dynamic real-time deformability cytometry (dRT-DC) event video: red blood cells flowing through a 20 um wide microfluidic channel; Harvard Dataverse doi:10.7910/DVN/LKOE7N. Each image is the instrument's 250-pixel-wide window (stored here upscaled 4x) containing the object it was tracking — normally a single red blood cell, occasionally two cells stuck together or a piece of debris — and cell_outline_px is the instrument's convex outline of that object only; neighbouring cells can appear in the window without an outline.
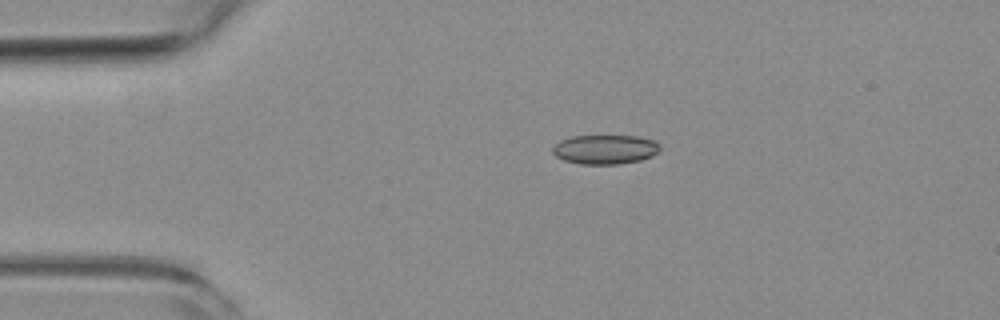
{"species": "common noctule bat (a hibernating species)", "species_latin": "Nyctalus noctula", "temperature_condition": "room temperature", "stored_images_in_passage": 44, "camera_frame_rate_fps": 3000, "um_per_image_px": 0.085, "animal": {"sex": "female", "body_mass_g": 19.3, "forearm_length_mm": 54.1}, "frame": {"image": 1, "passage_image": 1, "time_ms": 0.0, "image_size_px": [1000, 320], "cell_outline_px": [[660, 152], [652, 156], [640, 160], [620, 164], [580, 164], [564, 160], [556, 156], [552, 152], [552, 148], [560, 140], [572, 136], [636, 136], [656, 140], [660, 144]], "centroid_in_image_um": [51.47, 12.7], "position_along_channel_um": 33.5, "area_um2": 18.5}}
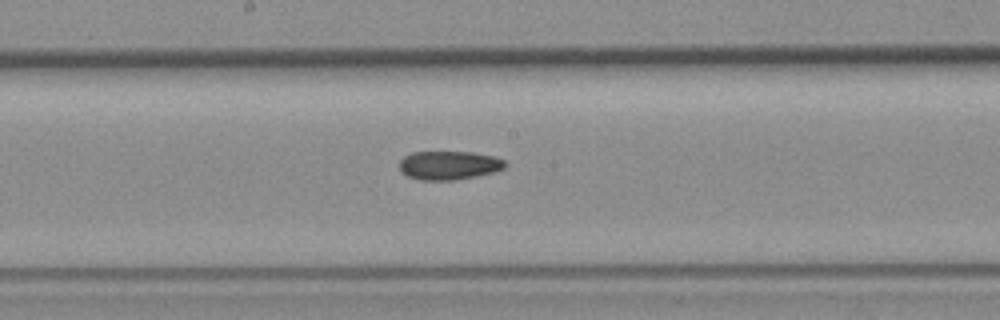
{"frame": {"image": 2, "passage_image": 18, "time_ms": 5.667, "image_size_px": [1000, 320], "cell_outline_px": [[508, 164], [504, 168], [492, 172], [476, 176], [456, 180], [420, 180], [408, 176], [400, 172], [400, 160], [404, 156], [412, 152], [472, 152], [492, 156], [504, 160]], "centroid_in_image_um": [38.14, 14.05], "position_along_channel_um": 210.1, "area_um2": 17.69}}
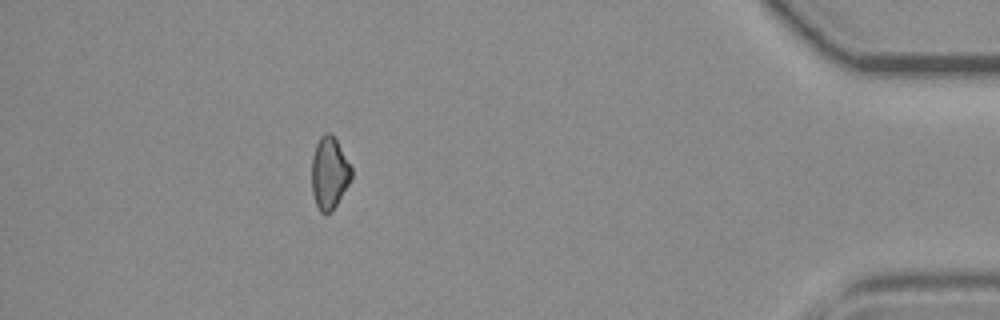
{"frame": {"image": 3, "passage_image": 38, "time_ms": 12.333, "image_size_px": [1000, 320], "cell_outline_px": [[352, 176], [348, 184], [336, 204], [324, 216], [320, 212], [316, 204], [312, 192], [312, 156], [316, 144], [320, 136], [324, 132], [328, 132], [336, 140], [352, 168]], "centroid_in_image_um": [27.97, 14.7], "position_along_channel_um": 407.2, "area_um2": 16.42}, "authors_computed_cell_mechanics": {"area_um2": 17.7735, "velocity_mm_per_s": 3.8095, "shape_relaxation_time_tau1_ms": null, "shape_relaxation_time_tau2_ms": 6.4402, "deformation_change_tau1": null, "deformation_change_tau2": 0.1078}}